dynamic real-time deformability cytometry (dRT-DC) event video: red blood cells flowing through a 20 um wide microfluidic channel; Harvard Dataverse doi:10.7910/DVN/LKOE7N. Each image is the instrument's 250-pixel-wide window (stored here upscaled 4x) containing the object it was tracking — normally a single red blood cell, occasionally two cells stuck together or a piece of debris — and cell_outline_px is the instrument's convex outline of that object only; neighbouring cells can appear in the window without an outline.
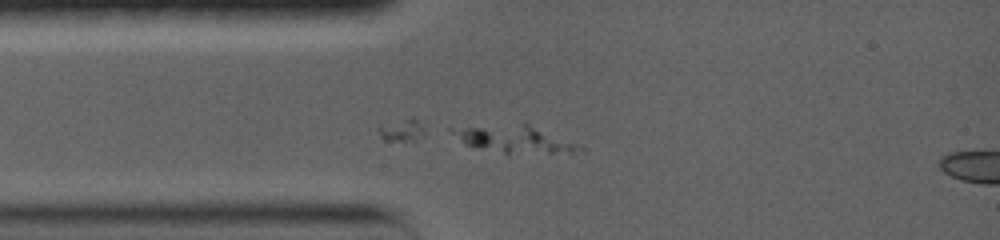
{"species": "common noctule bat (a hibernating species)", "species_latin": "Nyctalus noctula", "temperature_condition": "warm", "stored_images_in_passage": 2, "segment_of_instrument_passage": [1, 2], "camera_frame_rate_fps": 5000, "um_per_image_px": 0.085, "animal": {"sex": "female", "body_mass_g": 19.0, "forearm_length_mm": 56.7}, "frame": {"image": 1, "passage_image": 1, "time_ms": 0.0, "image_size_px": [1000, 240], "cell_outline_px": [[584, 152], [504, 152], [480, 148], [464, 144], [448, 128], [524, 120], [580, 144], [584, 148]], "centroid_in_image_um": [43.77, 11.74], "position_along_channel_um": 41.2, "area_um2": 20.75}}